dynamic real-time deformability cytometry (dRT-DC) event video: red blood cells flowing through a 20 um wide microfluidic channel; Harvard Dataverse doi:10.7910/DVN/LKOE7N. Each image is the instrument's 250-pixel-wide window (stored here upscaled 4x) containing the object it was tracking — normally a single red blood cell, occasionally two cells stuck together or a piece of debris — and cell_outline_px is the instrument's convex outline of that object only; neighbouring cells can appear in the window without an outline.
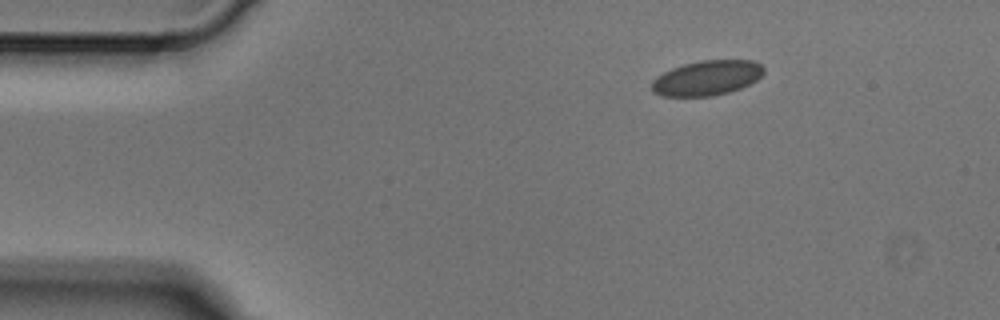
{"species": "Egyptian fruit bat (a non-hibernating species)", "species_latin": "Rousettus aegyptiacus", "temperature_condition": "cold", "stored_images_in_passage": 3, "camera_frame_rate_fps": 3000, "um_per_image_px": 0.085, "animal": {"sex": "male"}, "frame": {"image": 1, "passage_image": 1, "time_ms": 0.0, "image_size_px": [1000, 320], "cell_outline_px": [[764, 72], [756, 80], [740, 88], [728, 92], [712, 96], [660, 96], [652, 92], [652, 80], [656, 76], [672, 68], [684, 64], [700, 60], [752, 60], [760, 64], [764, 68]], "centroid_in_image_um": [60.06, 6.62], "position_along_channel_um": 24.9, "area_um2": 22.77}}
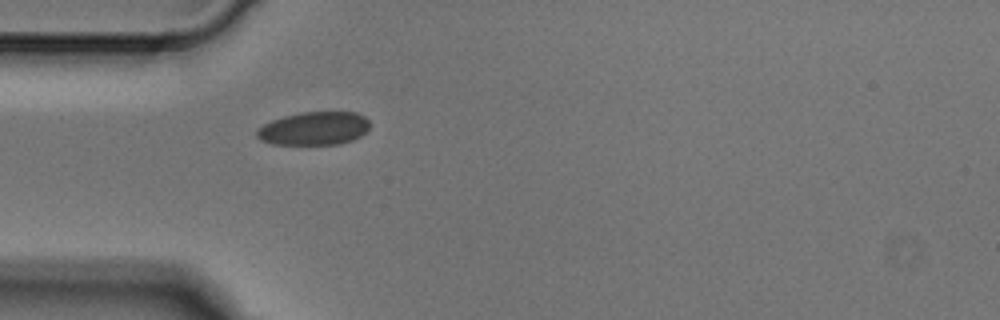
{"frame": {"image": 2, "passage_image": 3, "time_ms": 0.667, "image_size_px": [1000, 320], "cell_outline_px": [[368, 128], [360, 136], [352, 140], [340, 144], [272, 144], [260, 140], [256, 136], [256, 132], [264, 124], [272, 120], [284, 116], [300, 112], [356, 112], [364, 116], [368, 120]], "centroid_in_image_um": [26.68, 10.92], "position_along_channel_um": 58.3, "area_um2": 21.79}}